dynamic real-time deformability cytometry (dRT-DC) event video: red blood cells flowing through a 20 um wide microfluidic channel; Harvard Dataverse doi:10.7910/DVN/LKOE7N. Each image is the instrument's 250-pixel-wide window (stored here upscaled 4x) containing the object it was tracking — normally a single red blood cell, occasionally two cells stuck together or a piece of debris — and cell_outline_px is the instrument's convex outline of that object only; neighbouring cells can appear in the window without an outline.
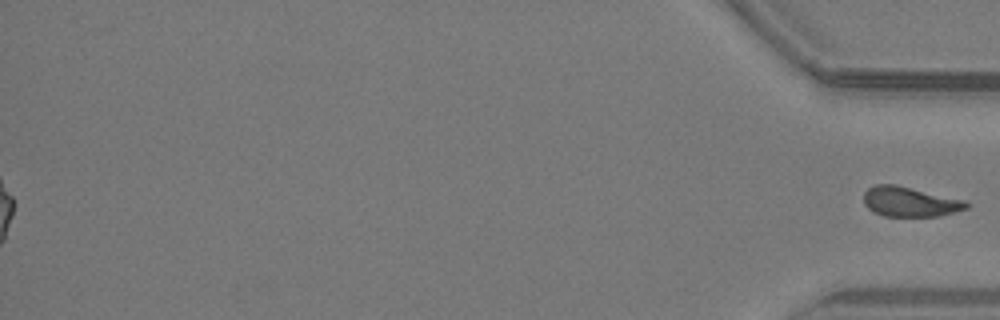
{"species": "common noctule bat (a hibernating species)", "species_latin": "Nyctalus noctula", "temperature_condition": "warm", "stored_images_in_passage": 36, "segment_of_instrument_passage": [2, 2], "camera_frame_rate_fps": 3000, "um_per_image_px": 0.085, "animal": {"sex": "male", "body_mass_g": 19.2, "forearm_length_mm": 51.8}, "frame": {"image": 1, "passage_image": 36, "time_ms": 11.667, "image_size_px": [1000, 320], "cell_outline_px": [[968, 208], [956, 212], [936, 216], [884, 216], [872, 212], [864, 204], [864, 192], [868, 188], [876, 184], [896, 184], [968, 200]], "centroid_in_image_um": [77.36, 17.14], "position_along_channel_um": 357.8, "area_um2": 18.15}}